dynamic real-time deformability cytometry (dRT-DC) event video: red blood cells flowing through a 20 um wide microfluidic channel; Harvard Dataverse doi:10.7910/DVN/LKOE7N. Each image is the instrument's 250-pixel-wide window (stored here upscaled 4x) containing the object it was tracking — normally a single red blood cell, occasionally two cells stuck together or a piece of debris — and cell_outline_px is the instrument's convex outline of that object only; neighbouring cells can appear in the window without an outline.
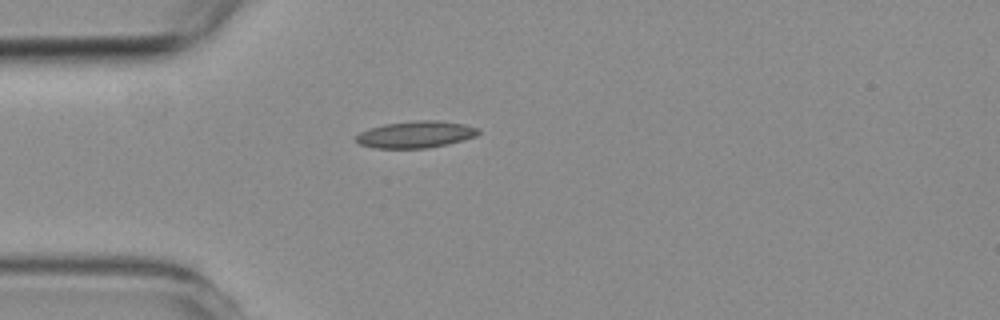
{"species": "common noctule bat (a hibernating species)", "species_latin": "Nyctalus noctula", "temperature_condition": "room temperature", "stored_images_in_passage": 5, "camera_frame_rate_fps": 3000, "um_per_image_px": 0.085, "animal": {"sex": "female", "body_mass_g": 19.3, "forearm_length_mm": 54.1}, "frame": {"image": 1, "passage_image": 5, "time_ms": 4.667, "image_size_px": [1000, 320], "cell_outline_px": [[480, 132], [476, 136], [464, 140], [448, 144], [428, 148], [372, 148], [360, 144], [356, 140], [356, 136], [360, 132], [368, 128], [384, 124], [420, 120], [436, 120], [464, 124], [480, 128]], "centroid_in_image_um": [35.35, 11.43], "position_along_channel_um": 49.6, "area_um2": 19.19}}